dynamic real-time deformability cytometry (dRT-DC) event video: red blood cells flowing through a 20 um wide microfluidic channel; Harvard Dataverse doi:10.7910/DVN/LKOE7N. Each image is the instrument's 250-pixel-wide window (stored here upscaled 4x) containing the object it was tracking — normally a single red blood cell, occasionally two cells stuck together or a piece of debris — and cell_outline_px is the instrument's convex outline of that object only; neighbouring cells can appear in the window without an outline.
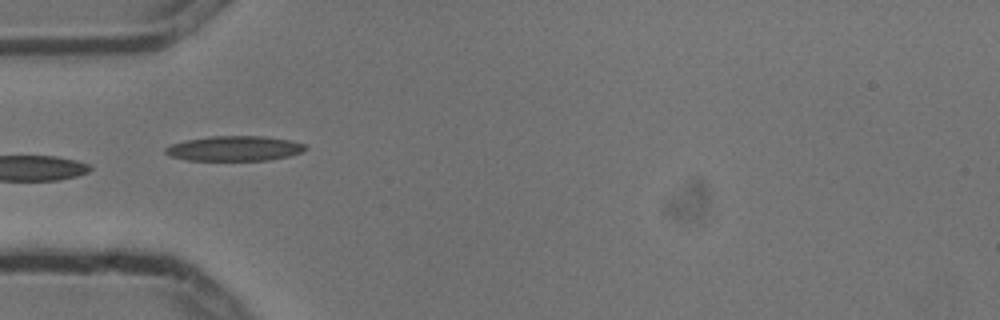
{"species": "common noctule bat (a hibernating species)", "species_latin": "Nyctalus noctula", "temperature_condition": "cold", "stored_images_in_passage": 15, "camera_frame_rate_fps": 3000, "um_per_image_px": 0.085, "animal": {"sex": "male", "body_mass_g": 13.3}, "frame": {"image": 1, "passage_image": 5, "time_ms": 1.333, "image_size_px": [1000, 320], "cell_outline_px": [[304, 148], [300, 152], [288, 156], [268, 160], [188, 160], [172, 156], [164, 152], [164, 148], [172, 144], [184, 140], [212, 136], [260, 136], [288, 140], [304, 144]], "centroid_in_image_um": [19.86, 12.61], "position_along_channel_um": 65.1, "area_um2": 20.0}}
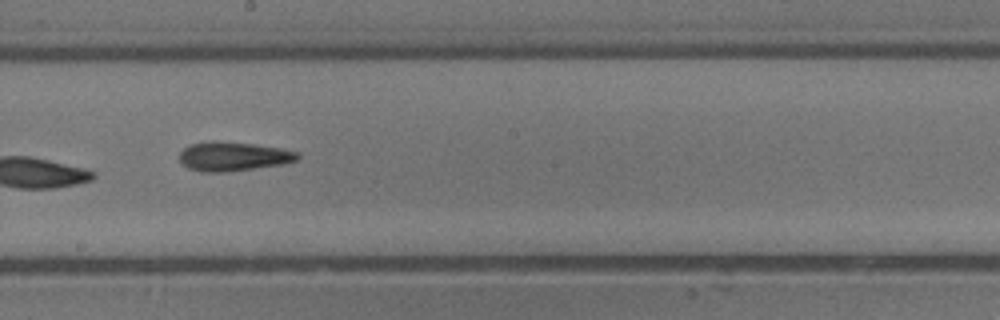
{"frame": {"image": 2, "passage_image": 9, "time_ms": 2.667, "image_size_px": [1000, 320], "cell_outline_px": [[300, 156], [296, 160], [284, 164], [224, 172], [200, 172], [188, 168], [180, 160], [180, 152], [184, 148], [192, 144], [212, 140], [216, 140], [256, 144], [280, 148], [300, 152]], "centroid_in_image_um": [19.84, 13.28], "position_along_channel_um": 228.4, "area_um2": 20.11}}
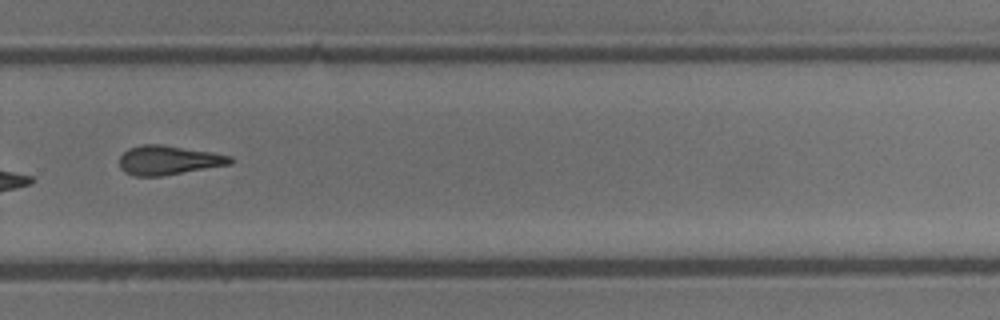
{"frame": {"image": 3, "passage_image": 11, "time_ms": 3.333, "image_size_px": [1000, 320], "cell_outline_px": [[232, 164], [160, 176], [136, 176], [124, 172], [120, 168], [120, 156], [128, 148], [140, 144], [160, 144], [212, 152], [232, 156]], "centroid_in_image_um": [14.3, 13.61], "position_along_channel_um": 315.5, "area_um2": 18.84}}